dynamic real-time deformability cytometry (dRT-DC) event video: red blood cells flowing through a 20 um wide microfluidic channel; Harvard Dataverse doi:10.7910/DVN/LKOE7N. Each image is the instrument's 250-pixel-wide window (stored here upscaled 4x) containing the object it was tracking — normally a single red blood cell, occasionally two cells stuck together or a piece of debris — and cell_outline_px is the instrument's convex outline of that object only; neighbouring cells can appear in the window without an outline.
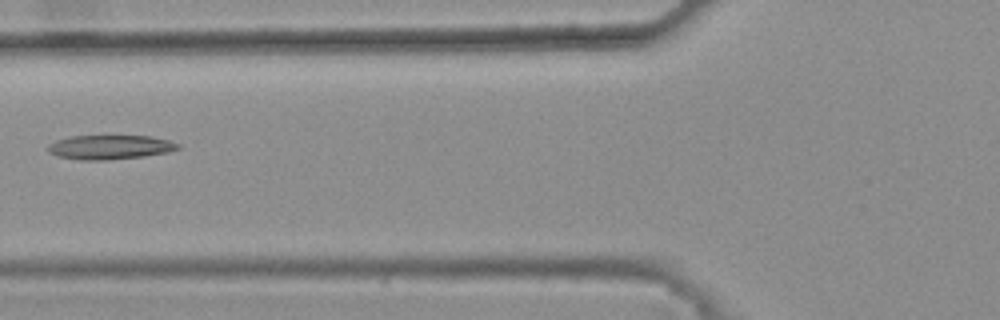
{"species": "common noctule bat (a hibernating species)", "species_latin": "Nyctalus noctula", "temperature_condition": "warm", "stored_images_in_passage": 7, "camera_frame_rate_fps": 3000, "um_per_image_px": 0.085, "animal": {"sex": "female", "body_mass_g": 25.1}, "frame": {"image": 1, "passage_image": 6, "time_ms": 1.667, "image_size_px": [1000, 320], "cell_outline_px": [[180, 148], [168, 152], [144, 156], [108, 160], [80, 160], [56, 156], [48, 152], [48, 144], [56, 140], [72, 136], [152, 136], [168, 140], [180, 144]], "centroid_in_image_um": [9.34, 12.51], "position_along_channel_um": 116.5, "area_um2": 18.44}}
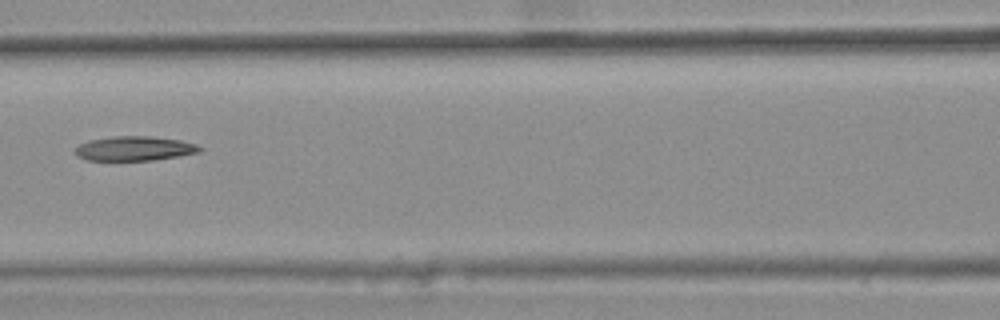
{"frame": {"image": 2, "passage_image": 7, "time_ms": 2.0, "image_size_px": [1000, 320], "cell_outline_px": [[204, 148], [200, 152], [152, 160], [88, 160], [76, 156], [76, 148], [80, 144], [88, 140], [112, 136], [148, 136], [180, 140], [196, 144]], "centroid_in_image_um": [11.43, 12.61], "position_along_channel_um": 155.2, "area_um2": 17.63}}